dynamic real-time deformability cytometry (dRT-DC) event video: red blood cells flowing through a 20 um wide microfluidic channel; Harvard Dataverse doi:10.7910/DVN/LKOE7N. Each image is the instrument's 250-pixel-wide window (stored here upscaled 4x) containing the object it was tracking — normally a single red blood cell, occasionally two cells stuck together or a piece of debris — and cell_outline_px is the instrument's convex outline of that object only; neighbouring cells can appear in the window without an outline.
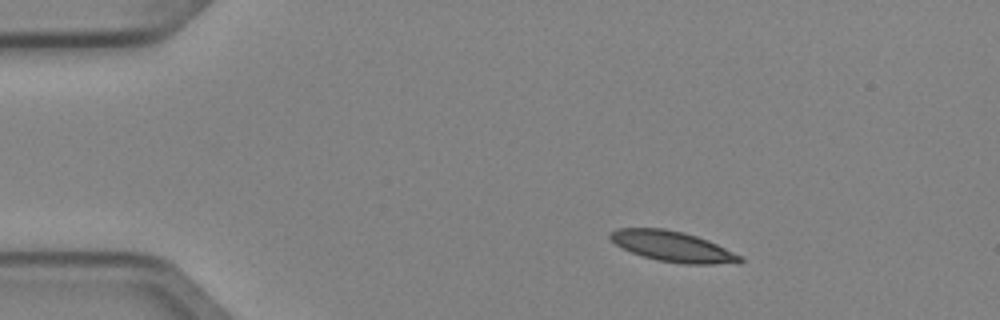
{"species": "Egyptian fruit bat (a non-hibernating species)", "species_latin": "Rousettus aegyptiacus", "temperature_condition": "cold", "stored_images_in_passage": 3, "camera_frame_rate_fps": 3000, "um_per_image_px": 0.085, "animal": {"sex": "female"}, "frame": {"image": 1, "passage_image": 1, "time_ms": 0.0, "image_size_px": [1000, 320], "cell_outline_px": [[744, 260], [740, 264], [684, 264], [656, 260], [632, 252], [616, 244], [608, 236], [616, 228], [664, 228], [684, 232], [708, 240], [744, 256]], "centroid_in_image_um": [57.26, 20.96], "position_along_channel_um": 27.7, "area_um2": 23.18}}
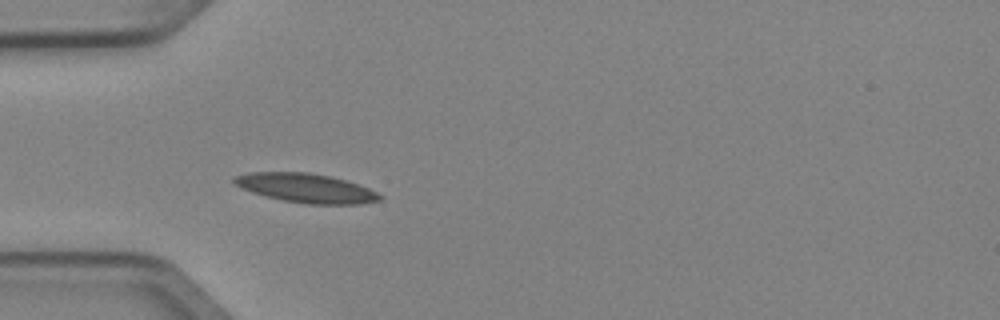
{"frame": {"image": 2, "passage_image": 3, "time_ms": 0.667, "image_size_px": [1000, 320], "cell_outline_px": [[384, 196], [380, 200], [360, 204], [308, 204], [284, 200], [252, 192], [236, 184], [232, 180], [232, 176], [252, 172], [308, 172], [328, 176], [344, 180], [368, 188]], "centroid_in_image_um": [26.02, 15.98], "position_along_channel_um": 59.0, "area_um2": 24.33}}